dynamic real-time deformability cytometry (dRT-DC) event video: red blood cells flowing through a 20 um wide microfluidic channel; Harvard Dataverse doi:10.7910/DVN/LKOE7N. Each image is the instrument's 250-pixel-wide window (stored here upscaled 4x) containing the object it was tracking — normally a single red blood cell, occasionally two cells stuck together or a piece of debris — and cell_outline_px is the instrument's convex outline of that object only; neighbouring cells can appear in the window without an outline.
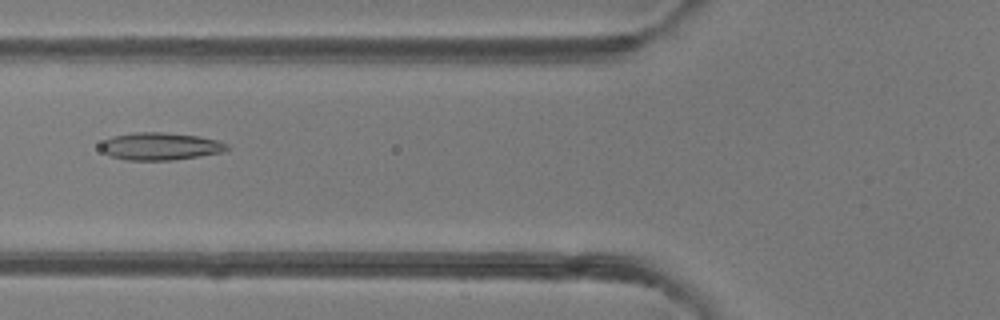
{"species": "common noctule bat (a hibernating species)", "species_latin": "Nyctalus noctula", "temperature_condition": "room temperature", "stored_images_in_passage": 49, "camera_frame_rate_fps": 3000, "um_per_image_px": 0.085, "animal": {"sex": "female"}, "frame": {"image": 1, "passage_image": 19, "time_ms": 6.0, "image_size_px": [1000, 320], "cell_outline_px": [[228, 148], [224, 152], [200, 156], [172, 160], [128, 160], [108, 156], [100, 148], [100, 144], [104, 140], [112, 136], [132, 132], [164, 132], [200, 136], [220, 140], [228, 144]], "centroid_in_image_um": [13.63, 12.43], "position_along_channel_um": 112.2, "area_um2": 20.52}}
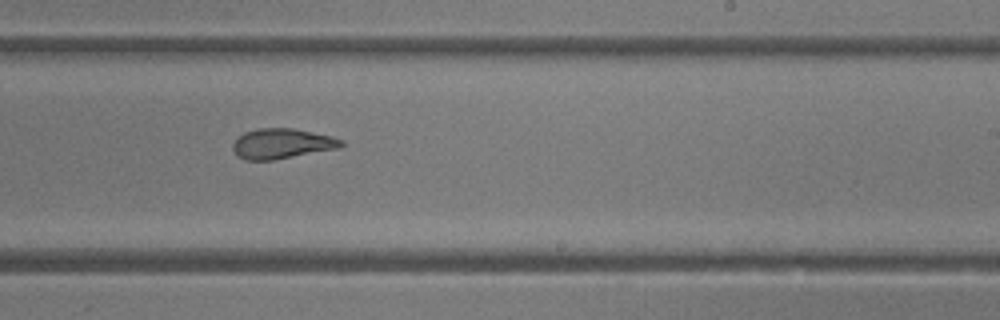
{"frame": {"image": 2, "passage_image": 30, "time_ms": 9.667, "image_size_px": [1000, 320], "cell_outline_px": [[344, 144], [340, 148], [272, 160], [244, 160], [236, 156], [232, 148], [232, 144], [244, 132], [256, 128], [292, 128], [332, 136], [344, 140]], "centroid_in_image_um": [23.96, 12.21], "position_along_channel_um": 265.0, "area_um2": 19.13}}
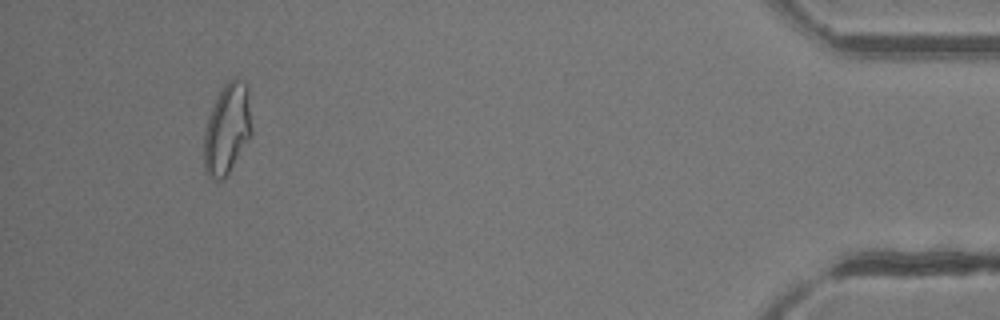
{"frame": {"image": 3, "passage_image": 46, "time_ms": 15.0, "image_size_px": [1000, 320], "cell_outline_px": [[252, 132], [224, 180], [216, 180], [208, 176], [204, 172], [204, 132], [208, 116], [216, 96], [224, 84], [228, 80], [236, 76], [248, 88]], "centroid_in_image_um": [19.28, 10.95], "position_along_channel_um": 415.9, "area_um2": 25.2}, "authors_computed_cell_mechanics": {"area_um2": 21.4438, "velocity_mm_per_s": 4.1675, "shape_relaxation_time_tau1_ms": 5.8134, "shape_relaxation_time_tau2_ms": 1.2592, "deformation_change_tau1": 0.1898, "deformation_change_tau2": 0.0877}}